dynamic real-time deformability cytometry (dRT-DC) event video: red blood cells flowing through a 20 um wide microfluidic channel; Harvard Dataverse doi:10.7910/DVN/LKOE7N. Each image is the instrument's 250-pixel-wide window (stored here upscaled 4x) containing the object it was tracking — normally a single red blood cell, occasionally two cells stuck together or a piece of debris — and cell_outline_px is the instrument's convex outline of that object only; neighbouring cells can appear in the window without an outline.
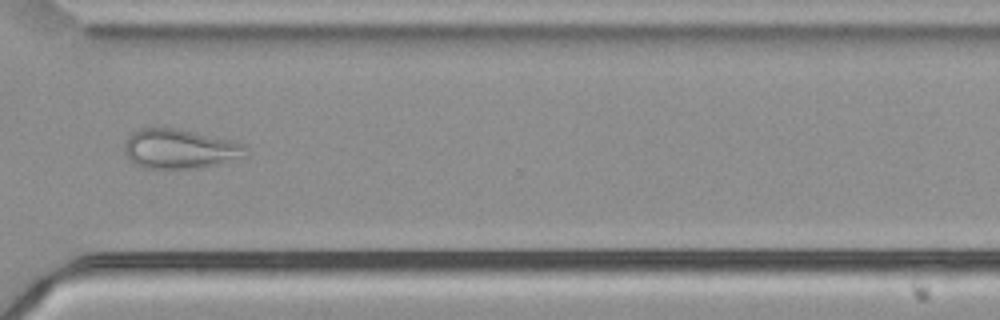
{"species": "common noctule bat (a hibernating species)", "species_latin": "Nyctalus noctula", "temperature_condition": "cold", "stored_images_in_passage": 39, "camera_frame_rate_fps": 3000, "um_per_image_px": 0.085, "animal": {"sex": "male", "body_mass_g": 21.5, "forearm_length_mm": 52.0}, "frame": {"image": 1, "passage_image": 25, "time_ms": 8.0, "image_size_px": [1000, 320], "cell_outline_px": [[244, 156], [220, 164], [200, 168], [144, 168], [128, 160], [124, 152], [124, 144], [128, 136], [132, 132], [140, 128], [176, 128], [232, 140], [244, 144]], "centroid_in_image_um": [15.23, 12.65], "position_along_channel_um": 355.4, "area_um2": 27.92}}
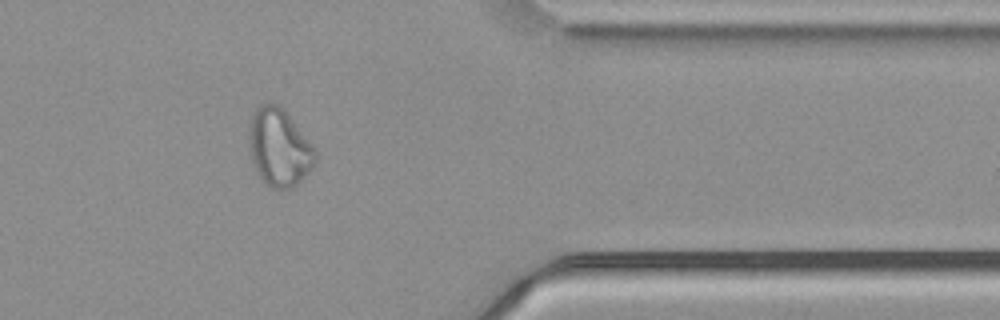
{"frame": {"image": 2, "passage_image": 29, "time_ms": 9.333, "image_size_px": [1000, 320], "cell_outline_px": [[316, 160], [312, 168], [292, 188], [272, 188], [264, 184], [260, 180], [252, 164], [248, 140], [248, 132], [252, 116], [256, 108], [260, 104], [272, 100], [280, 104], [284, 108], [316, 148]], "centroid_in_image_um": [23.71, 12.5], "position_along_channel_um": 387.7, "area_um2": 30.69}, "authors_computed_cell_mechanics": {"area_um2": 28.9, "velocity_mm_per_s": 3.7384, "shape_relaxation_time_tau1_ms": null, "shape_relaxation_time_tau2_ms": 2.2937, "deformation_change_tau1": null, "deformation_change_tau2": 0.1073}}